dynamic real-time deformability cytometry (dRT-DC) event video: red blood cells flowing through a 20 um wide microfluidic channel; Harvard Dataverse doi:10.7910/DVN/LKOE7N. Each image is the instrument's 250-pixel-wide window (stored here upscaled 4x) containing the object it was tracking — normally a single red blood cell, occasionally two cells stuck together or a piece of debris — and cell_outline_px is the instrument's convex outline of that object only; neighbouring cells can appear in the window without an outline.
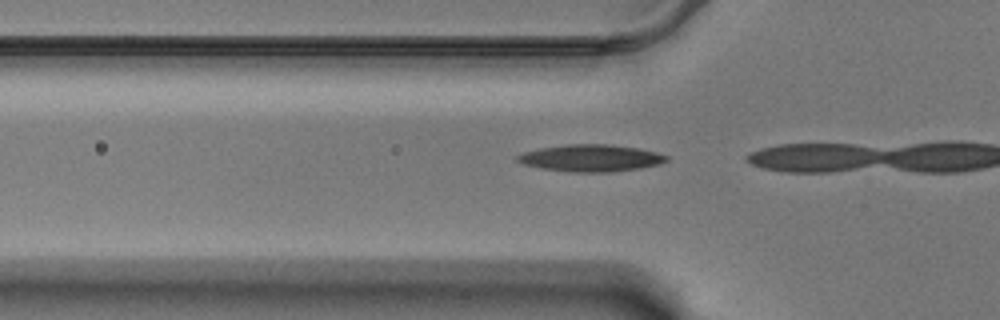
{"species": "Egyptian fruit bat (a non-hibernating species)", "species_latin": "Rousettus aegyptiacus", "temperature_condition": "warm", "stored_images_in_passage": 3, "camera_frame_rate_fps": 3000, "um_per_image_px": 0.085, "animal": {"sex": "male"}, "frame": {"image": 1, "passage_image": 2, "time_ms": 0.333, "image_size_px": [1000, 320], "cell_outline_px": [[668, 160], [660, 164], [640, 168], [612, 172], [576, 172], [544, 168], [524, 164], [516, 160], [516, 156], [524, 152], [540, 148], [564, 144], [604, 144], [636, 148], [656, 152], [668, 156]], "centroid_in_image_um": [50.23, 13.43], "position_along_channel_um": 75.6, "area_um2": 23.18}}